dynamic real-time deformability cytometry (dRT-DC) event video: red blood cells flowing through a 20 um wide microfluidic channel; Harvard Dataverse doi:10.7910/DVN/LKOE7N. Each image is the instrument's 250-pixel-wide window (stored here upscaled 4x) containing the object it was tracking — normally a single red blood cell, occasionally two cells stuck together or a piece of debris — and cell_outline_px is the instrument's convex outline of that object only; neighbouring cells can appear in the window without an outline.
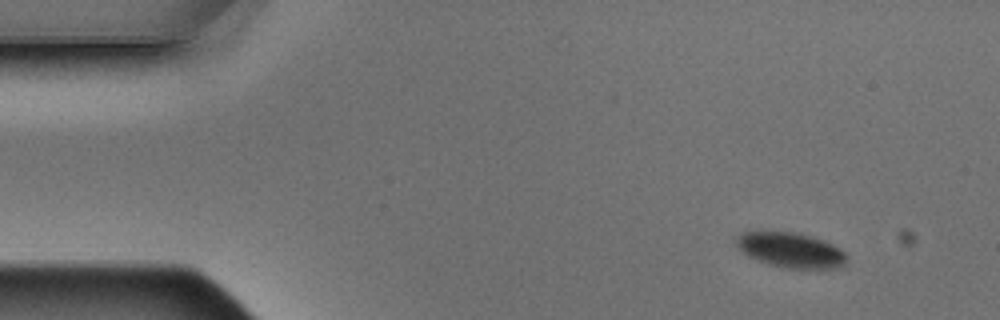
{"species": "Egyptian fruit bat (a non-hibernating species)", "species_latin": "Rousettus aegyptiacus", "temperature_condition": "warm", "stored_images_in_passage": 4, "camera_frame_rate_fps": 3000, "um_per_image_px": 0.085, "animal": {"sex": "male"}, "frame": {"image": 1, "passage_image": 1, "time_ms": 0.0, "image_size_px": [1000, 320], "cell_outline_px": [[848, 256], [844, 264], [836, 268], [784, 268], [768, 264], [756, 260], [748, 256], [736, 248], [736, 236], [740, 232], [796, 232], [812, 236], [824, 240], [832, 244], [844, 252]], "centroid_in_image_um": [67.18, 21.25], "position_along_channel_um": 17.8, "area_um2": 22.66}}
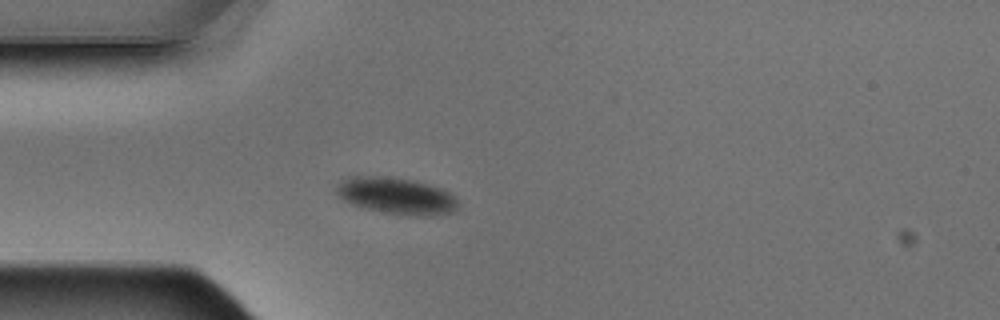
{"frame": {"image": 2, "passage_image": 3, "time_ms": 0.667, "image_size_px": [1000, 320], "cell_outline_px": [[460, 204], [456, 212], [436, 216], [408, 216], [384, 212], [364, 208], [352, 204], [344, 200], [336, 192], [336, 188], [348, 176], [380, 176], [416, 180], [444, 188], [452, 192]], "centroid_in_image_um": [33.81, 16.66], "position_along_channel_um": 51.2, "area_um2": 26.53}}